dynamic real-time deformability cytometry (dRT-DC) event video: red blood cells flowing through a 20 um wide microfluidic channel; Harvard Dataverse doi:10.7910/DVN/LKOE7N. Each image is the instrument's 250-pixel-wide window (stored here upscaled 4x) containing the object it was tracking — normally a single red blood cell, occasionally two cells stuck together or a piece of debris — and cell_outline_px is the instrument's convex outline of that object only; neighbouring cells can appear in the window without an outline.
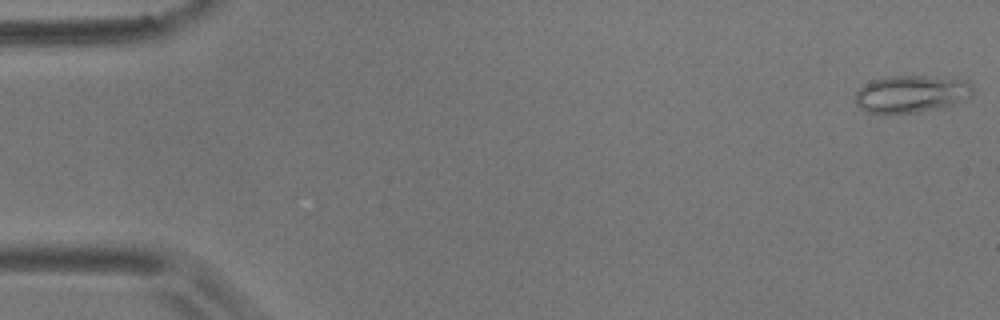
{"species": "common noctule bat (a hibernating species)", "species_latin": "Nyctalus noctula", "temperature_condition": "room temperature", "stored_images_in_passage": 58, "camera_frame_rate_fps": 3000, "um_per_image_px": 0.085, "animal": {"sex": "male", "body_mass_g": 17.9}, "frame": {"image": 1, "passage_image": 1, "time_ms": 0.0, "image_size_px": [1000, 320], "cell_outline_px": [[972, 96], [964, 100], [952, 104], [936, 108], [916, 112], [868, 112], [860, 108], [856, 104], [856, 92], [864, 84], [872, 80], [888, 76], [924, 76], [968, 80], [972, 84]], "centroid_in_image_um": [77.47, 7.96], "position_along_channel_um": 7.5, "area_um2": 25.14}}
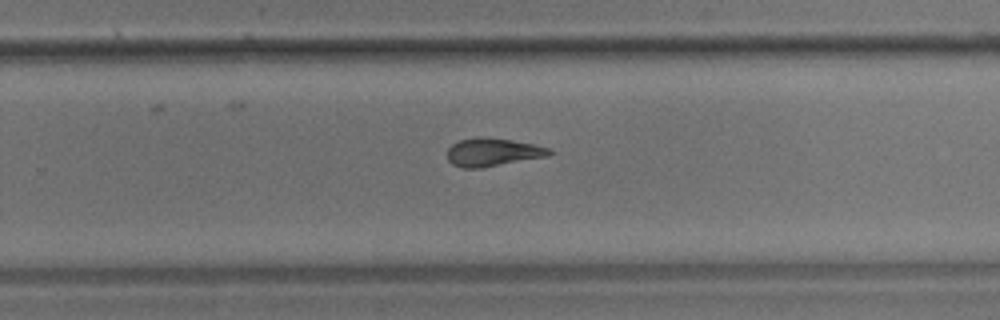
{"frame": {"image": 2, "passage_image": 37, "time_ms": 12.0, "image_size_px": [1000, 320], "cell_outline_px": [[552, 152], [548, 156], [480, 168], [464, 168], [452, 164], [448, 160], [448, 148], [452, 144], [460, 140], [480, 136], [512, 140], [552, 148]], "centroid_in_image_um": [41.88, 12.93], "position_along_channel_um": 287.9, "area_um2": 16.65}}
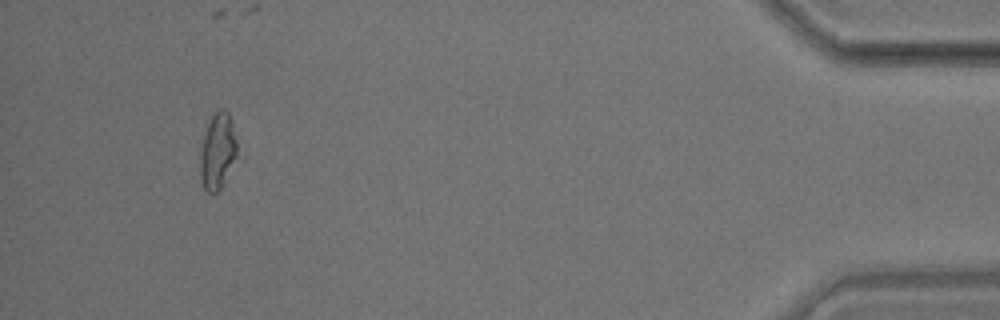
{"frame": {"image": 3, "passage_image": 54, "time_ms": 17.667, "image_size_px": [1000, 320], "cell_outline_px": [[236, 156], [224, 184], [212, 196], [204, 188], [200, 180], [200, 156], [204, 136], [212, 112], [220, 108], [224, 108], [228, 112], [232, 120], [236, 140]], "centroid_in_image_um": [18.49, 12.84], "position_along_channel_um": 416.7, "area_um2": 16.47}, "authors_computed_cell_mechanics": {"area_um2": 17.4845, "velocity_mm_per_s": 3.4689, "shape_relaxation_time_tau1_ms": null, "shape_relaxation_time_tau2_ms": 3.6287, "deformation_change_tau1": null, "deformation_change_tau2": 0.1264}}